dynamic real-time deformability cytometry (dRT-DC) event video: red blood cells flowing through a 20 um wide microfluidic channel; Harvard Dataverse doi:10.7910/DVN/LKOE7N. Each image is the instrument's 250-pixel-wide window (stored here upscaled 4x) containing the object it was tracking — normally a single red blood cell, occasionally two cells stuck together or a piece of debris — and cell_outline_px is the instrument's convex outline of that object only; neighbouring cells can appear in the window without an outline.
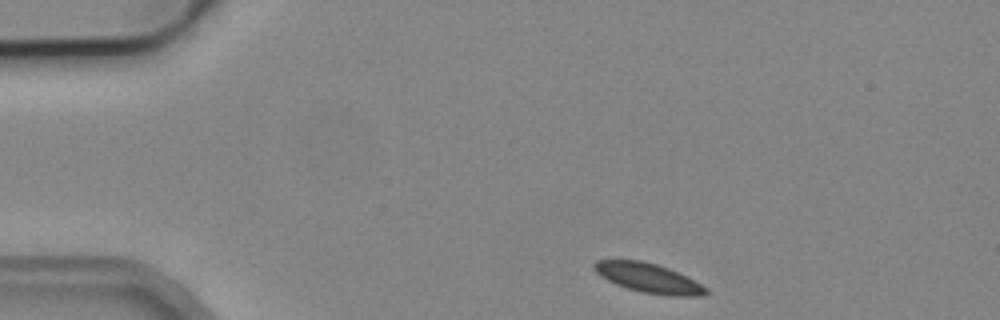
{"species": "common noctule bat (a hibernating species)", "species_latin": "Nyctalus noctula", "temperature_condition": "cold", "stored_images_in_passage": 2, "camera_frame_rate_fps": 3000, "um_per_image_px": 0.085, "animal": {"sex": "male", "body_mass_g": 19.2, "forearm_length_mm": 51.8}, "frame": {"image": 1, "passage_image": 1, "time_ms": 0.0, "image_size_px": [1000, 320], "cell_outline_px": [[708, 292], [704, 296], [668, 296], [640, 292], [616, 284], [600, 276], [592, 268], [592, 264], [596, 260], [640, 260], [656, 264], [668, 268], [708, 288]], "centroid_in_image_um": [55.09, 23.64], "position_along_channel_um": 29.9, "area_um2": 19.07}}